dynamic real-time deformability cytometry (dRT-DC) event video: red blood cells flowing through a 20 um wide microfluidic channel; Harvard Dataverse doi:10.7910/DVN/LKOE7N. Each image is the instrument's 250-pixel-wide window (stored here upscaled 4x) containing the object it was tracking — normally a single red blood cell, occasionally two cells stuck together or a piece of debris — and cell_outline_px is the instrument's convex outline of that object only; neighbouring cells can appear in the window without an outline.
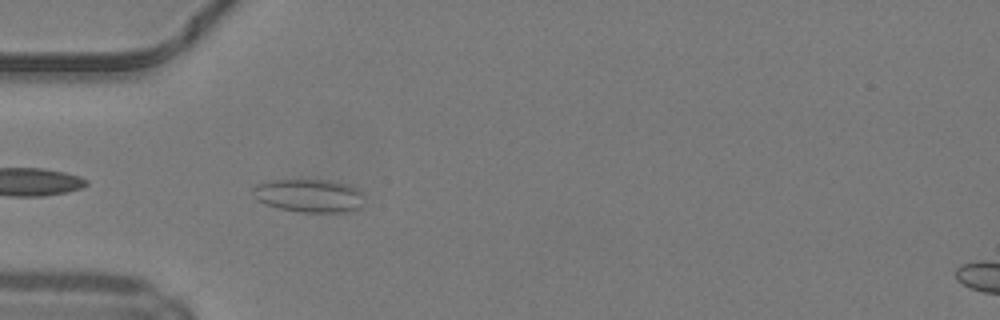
{"species": "common noctule bat (a hibernating species)", "species_latin": "Nyctalus noctula", "temperature_condition": "warm", "stored_images_in_passage": 36, "camera_frame_rate_fps": 3000, "um_per_image_px": 0.085, "animal": {"sex": "male", "body_mass_g": 19.2, "forearm_length_mm": 51.8}, "frame": {"image": 1, "passage_image": 2, "time_ms": 0.333, "image_size_px": [1000, 320], "cell_outline_px": [[364, 204], [360, 208], [348, 212], [304, 212], [280, 208], [264, 204], [256, 200], [252, 188], [256, 184], [268, 180], [332, 180], [348, 184], [356, 188], [360, 192]], "centroid_in_image_um": [26.27, 16.62], "position_along_channel_um": 58.7, "area_um2": 21.68}}
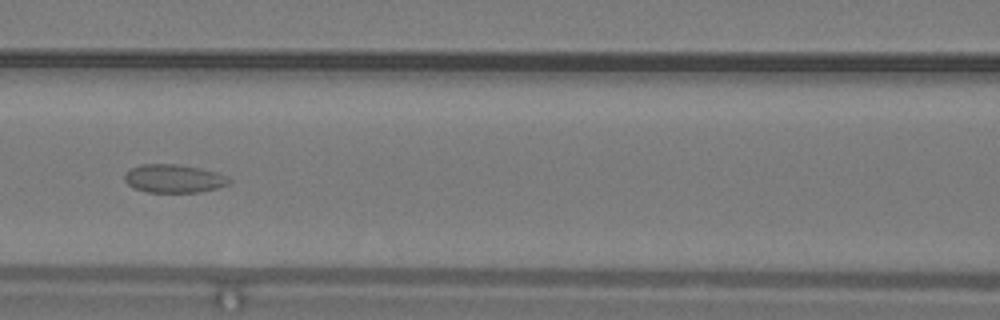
{"frame": {"image": 2, "passage_image": 9, "time_ms": 2.667, "image_size_px": [1000, 320], "cell_outline_px": [[232, 184], [200, 192], [148, 192], [136, 188], [128, 184], [124, 180], [124, 176], [128, 168], [140, 164], [180, 164], [200, 168], [216, 172], [232, 180]], "centroid_in_image_um": [14.77, 15.17], "position_along_channel_um": 151.8, "area_um2": 17.34}}
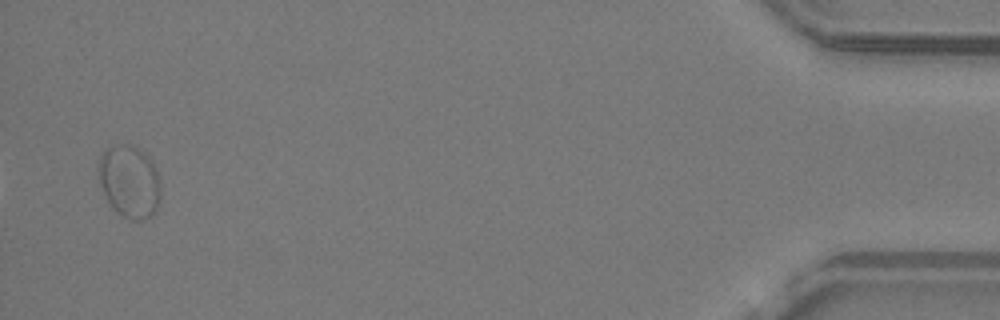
{"frame": {"image": 3, "passage_image": 35, "time_ms": 11.333, "image_size_px": [1000, 320], "cell_outline_px": [[160, 204], [156, 212], [152, 216], [144, 220], [132, 220], [116, 212], [112, 208], [100, 184], [100, 156], [108, 148], [124, 144], [132, 144], [140, 148], [152, 160], [160, 180]], "centroid_in_image_um": [11.07, 15.45], "position_along_channel_um": 424.1, "area_um2": 26.3}}